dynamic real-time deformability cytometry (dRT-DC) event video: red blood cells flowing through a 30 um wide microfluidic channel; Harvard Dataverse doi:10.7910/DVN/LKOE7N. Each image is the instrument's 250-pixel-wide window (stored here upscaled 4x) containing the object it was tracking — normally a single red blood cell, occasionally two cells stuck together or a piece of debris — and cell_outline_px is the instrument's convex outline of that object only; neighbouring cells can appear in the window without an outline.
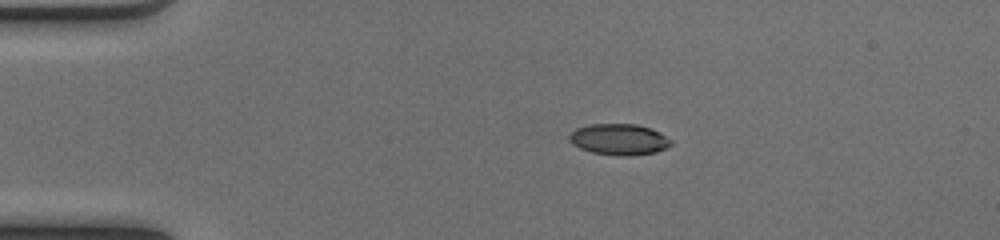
{"species": "common noctule bat (a hibernating species)", "species_latin": "Nyctalus noctula", "temperature_condition": "cold", "stored_images_in_passage": 41, "camera_frame_rate_fps": 3000, "um_per_image_px": 0.085, "animal": {"sex": "female", "body_mass_g": 17.0, "forearm_length_mm": 48.0}, "frame": {"image": 1, "passage_image": 1, "time_ms": 0.0, "image_size_px": [1000, 240], "cell_outline_px": [[672, 144], [656, 152], [628, 156], [620, 156], [592, 152], [580, 148], [572, 144], [568, 140], [568, 136], [576, 128], [592, 124], [636, 124], [660, 132], [672, 140]], "centroid_in_image_um": [52.6, 11.85], "position_along_channel_um": 32.4, "area_um2": 18.38}}
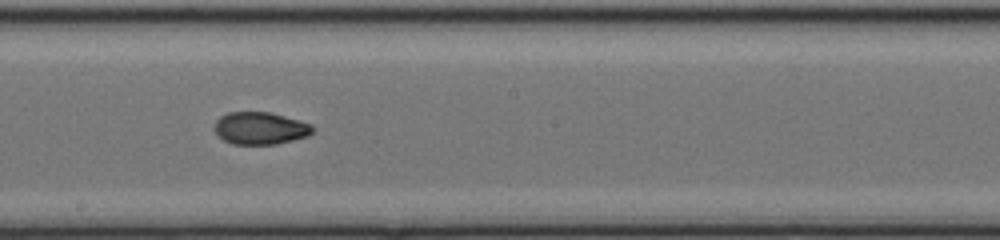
{"frame": {"image": 2, "passage_image": 19, "time_ms": 6.0, "image_size_px": [1000, 240], "cell_outline_px": [[312, 132], [308, 136], [276, 144], [232, 144], [224, 140], [216, 132], [216, 120], [220, 116], [228, 112], [268, 112], [300, 120], [312, 124]], "centroid_in_image_um": [22.13, 10.89], "position_along_channel_um": 226.1, "area_um2": 18.32}}
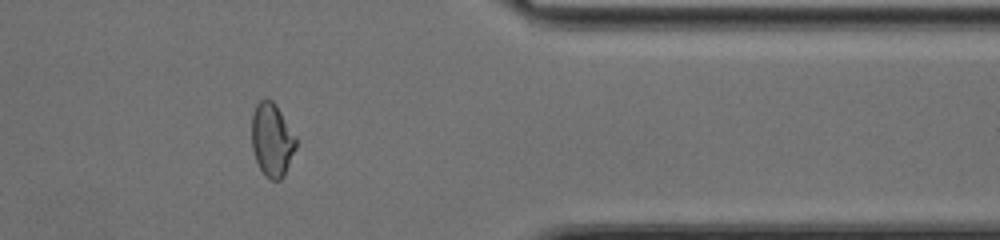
{"frame": {"image": 3, "passage_image": 32, "time_ms": 10.333, "image_size_px": [1000, 240], "cell_outline_px": [[296, 148], [284, 176], [280, 180], [272, 180], [264, 176], [256, 160], [252, 148], [252, 116], [256, 104], [260, 100], [272, 100], [276, 104], [296, 136]], "centroid_in_image_um": [23.12, 11.9], "position_along_channel_um": 388.3, "area_um2": 18.96}, "authors_computed_cell_mechanics": {"area_um2": 19.074, "velocity_mm_per_s": 4.1319, "shape_relaxation_time_tau1_ms": null, "shape_relaxation_time_tau2_ms": 2.1722, "deformation_change_tau1": null, "deformation_change_tau2": 0.0569}}